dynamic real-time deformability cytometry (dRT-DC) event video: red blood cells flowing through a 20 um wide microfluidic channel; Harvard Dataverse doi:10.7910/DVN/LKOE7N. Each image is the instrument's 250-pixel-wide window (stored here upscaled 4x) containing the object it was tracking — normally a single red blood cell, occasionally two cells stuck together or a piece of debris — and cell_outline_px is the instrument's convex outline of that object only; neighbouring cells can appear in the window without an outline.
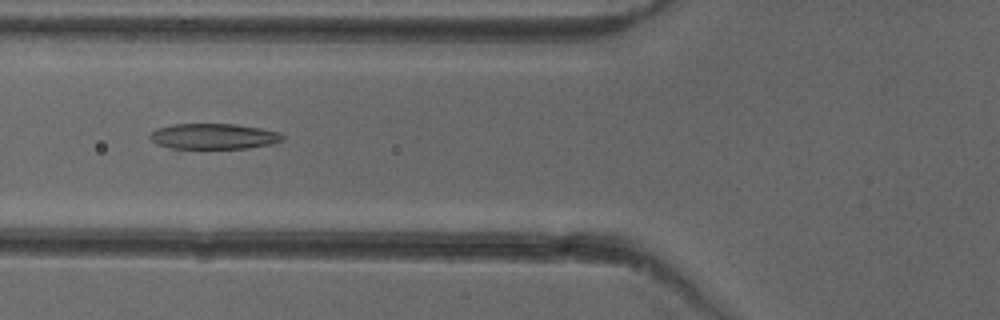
{"species": "common noctule bat (a hibernating species)", "species_latin": "Nyctalus noctula", "temperature_condition": "cold", "stored_images_in_passage": 32, "camera_frame_rate_fps": 3000, "um_per_image_px": 0.085, "animal": {"sex": "female"}, "frame": {"image": 1, "passage_image": 11, "time_ms": 3.333, "image_size_px": [1000, 320], "cell_outline_px": [[284, 140], [272, 144], [248, 148], [172, 148], [156, 144], [148, 136], [156, 128], [172, 124], [236, 124], [260, 128], [280, 132], [284, 136]], "centroid_in_image_um": [18.17, 11.58], "position_along_channel_um": 107.6, "area_um2": 19.83}}
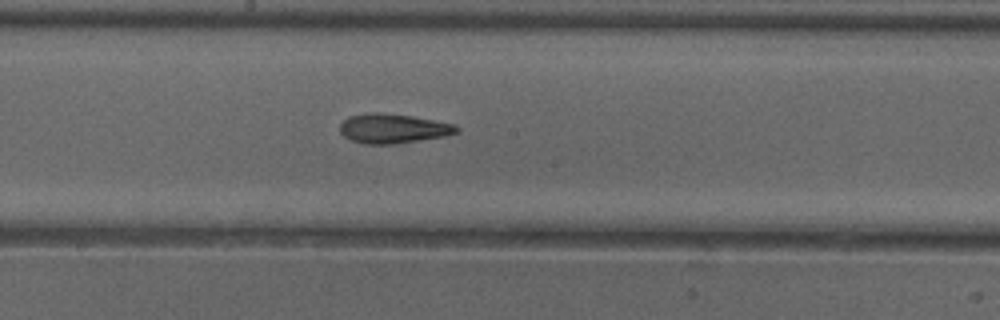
{"frame": {"image": 2, "passage_image": 19, "time_ms": 6.0, "image_size_px": [1000, 320], "cell_outline_px": [[460, 132], [444, 136], [396, 144], [364, 144], [352, 140], [344, 136], [340, 132], [340, 124], [348, 116], [368, 112], [384, 112], [412, 116], [456, 124], [460, 128]], "centroid_in_image_um": [33.42, 10.91], "position_along_channel_um": 214.8, "area_um2": 20.29}}
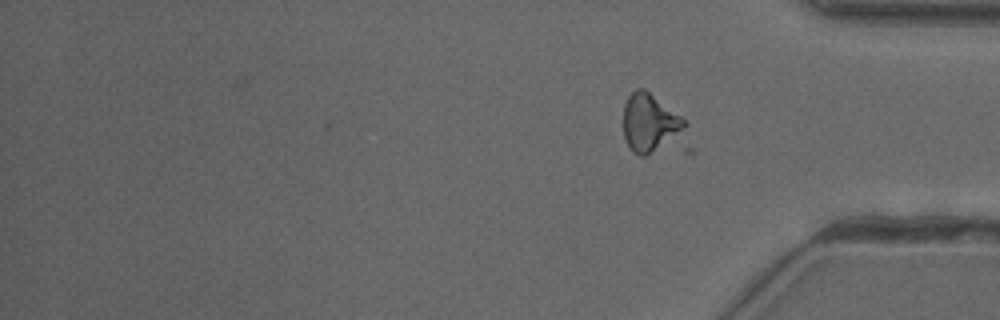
{"frame": {"image": 3, "passage_image": 32, "time_ms": 10.333, "image_size_px": [1000, 320], "cell_outline_px": [[688, 124], [684, 128], [644, 156], [640, 156], [632, 152], [624, 136], [624, 104], [628, 96], [636, 88], [644, 88], [680, 116]], "centroid_in_image_um": [55.14, 10.37], "position_along_channel_um": 380.1, "area_um2": 19.65}}